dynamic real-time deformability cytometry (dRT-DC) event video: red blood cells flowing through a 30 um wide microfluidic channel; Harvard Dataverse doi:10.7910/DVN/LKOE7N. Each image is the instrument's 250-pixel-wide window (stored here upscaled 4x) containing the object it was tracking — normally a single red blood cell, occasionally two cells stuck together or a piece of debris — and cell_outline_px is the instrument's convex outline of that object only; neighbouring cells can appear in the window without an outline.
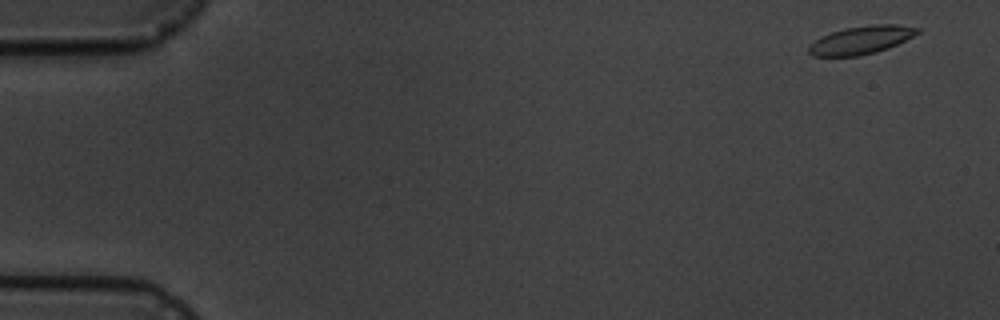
{"species": "common noctule bat (a hibernating species)", "species_latin": "Nyctalus noctula", "temperature_condition": "cold", "stored_images_in_passage": 6, "camera_frame_rate_fps": 3000, "um_per_image_px": 0.085, "animal": {"sex": "male", "body_mass_g": 19.5, "forearm_length_mm": 54.6}, "frame": {"image": 1, "passage_image": 1, "time_ms": 0.0, "image_size_px": [1000, 320], "cell_outline_px": [[920, 32], [888, 48], [876, 52], [860, 56], [812, 56], [808, 52], [808, 48], [820, 36], [844, 28], [872, 24], [896, 24], [920, 28]], "centroid_in_image_um": [73.19, 3.4], "position_along_channel_um": 11.8, "area_um2": 17.69}}